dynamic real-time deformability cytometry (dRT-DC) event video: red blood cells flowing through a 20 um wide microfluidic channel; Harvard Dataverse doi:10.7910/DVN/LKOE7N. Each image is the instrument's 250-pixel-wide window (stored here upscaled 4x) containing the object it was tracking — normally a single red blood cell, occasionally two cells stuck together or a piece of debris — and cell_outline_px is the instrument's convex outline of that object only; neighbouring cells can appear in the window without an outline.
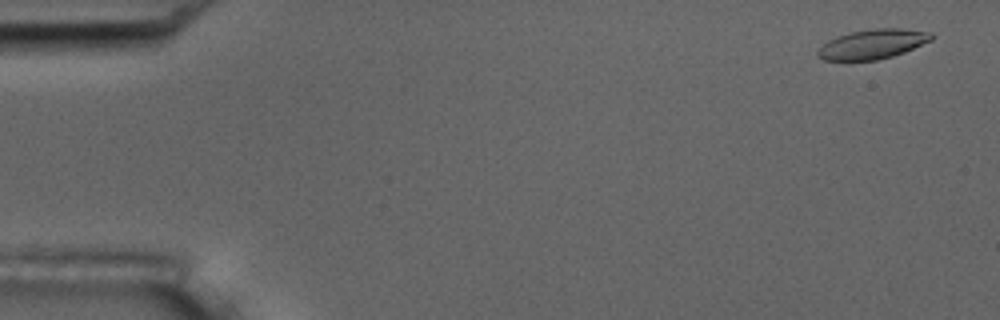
{"species": "common noctule bat (a hibernating species)", "species_latin": "Nyctalus noctula", "temperature_condition": "room temperature", "stored_images_in_passage": 4, "camera_frame_rate_fps": 3000, "um_per_image_px": 0.085, "animal": {"sex": "male", "body_mass_g": 17.5, "forearm_length_mm": 52.3}, "frame": {"image": 1, "passage_image": 1, "time_ms": 0.0, "image_size_px": [1000, 320], "cell_outline_px": [[936, 36], [932, 40], [904, 52], [892, 56], [876, 60], [824, 60], [816, 56], [816, 52], [828, 40], [836, 36], [852, 32], [876, 28], [900, 28], [932, 32]], "centroid_in_image_um": [74.2, 3.74], "position_along_channel_um": 10.8, "area_um2": 19.59}}